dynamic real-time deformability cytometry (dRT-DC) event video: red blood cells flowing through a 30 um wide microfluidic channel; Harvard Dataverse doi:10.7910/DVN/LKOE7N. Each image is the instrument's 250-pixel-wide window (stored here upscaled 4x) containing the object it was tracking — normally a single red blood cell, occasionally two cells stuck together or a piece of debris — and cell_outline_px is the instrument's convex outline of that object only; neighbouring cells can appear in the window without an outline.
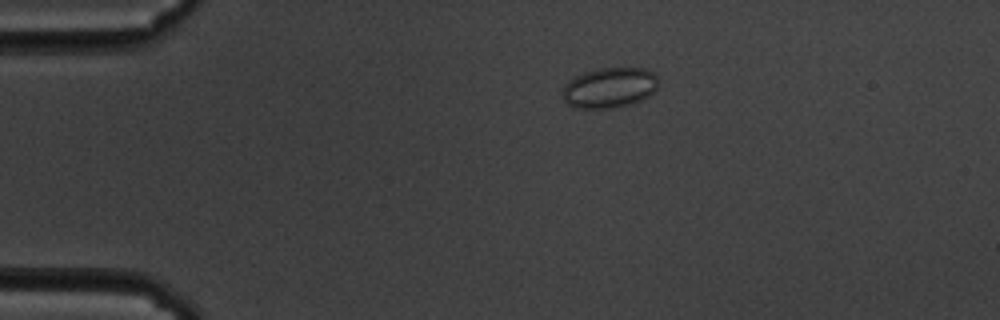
{"species": "common noctule bat (a hibernating species)", "species_latin": "Nyctalus noctula", "temperature_condition": "cold", "stored_images_in_passage": 49, "camera_frame_rate_fps": 3000, "um_per_image_px": 0.085, "animal": {"sex": "male", "body_mass_g": 19.5, "forearm_length_mm": 54.6}, "frame": {"image": 1, "passage_image": 2, "time_ms": 0.333, "image_size_px": [1000, 320], "cell_outline_px": [[656, 88], [648, 96], [632, 104], [608, 108], [576, 108], [568, 104], [564, 100], [564, 84], [576, 76], [584, 72], [600, 68], [644, 68], [652, 72], [656, 76]], "centroid_in_image_um": [51.79, 7.45], "position_along_channel_um": 33.2, "area_um2": 22.2}}
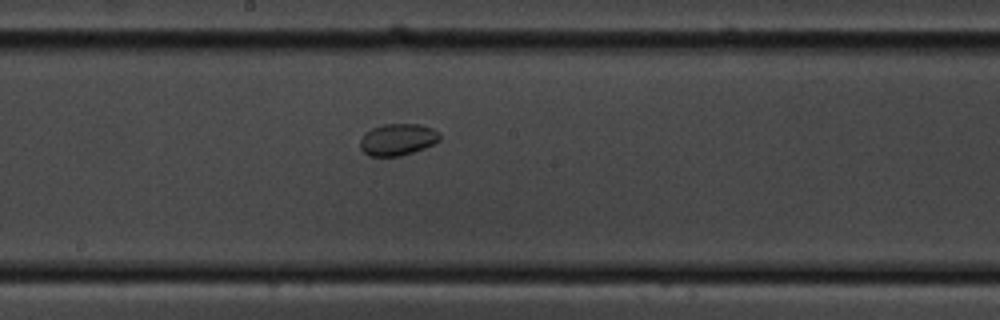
{"frame": {"image": 2, "passage_image": 22, "time_ms": 7.0, "image_size_px": [1000, 320], "cell_outline_px": [[440, 140], [424, 148], [400, 156], [368, 156], [360, 148], [360, 140], [364, 132], [372, 128], [384, 124], [420, 124], [432, 128], [440, 132]], "centroid_in_image_um": [33.79, 11.85], "position_along_channel_um": 214.4, "area_um2": 14.8}}
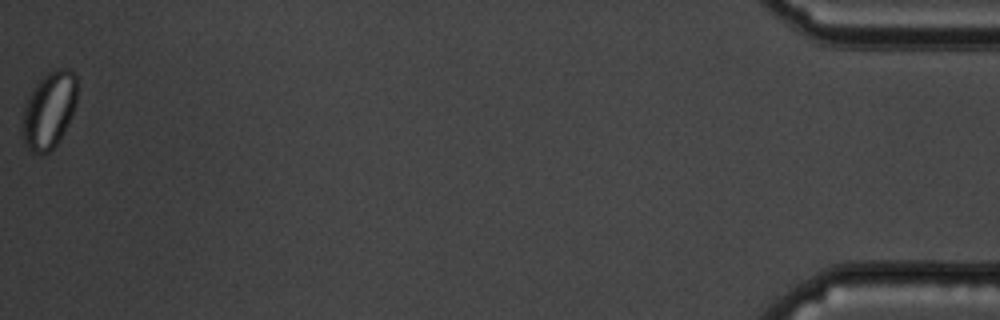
{"frame": {"image": 3, "passage_image": 49, "time_ms": 16.0, "image_size_px": [1000, 320], "cell_outline_px": [[76, 104], [68, 124], [60, 140], [48, 152], [40, 156], [32, 152], [28, 148], [24, 140], [20, 128], [24, 104], [32, 88], [48, 72], [56, 68], [68, 68], [76, 76]], "centroid_in_image_um": [4.14, 9.38], "position_along_channel_um": 431.1, "area_um2": 24.8}}